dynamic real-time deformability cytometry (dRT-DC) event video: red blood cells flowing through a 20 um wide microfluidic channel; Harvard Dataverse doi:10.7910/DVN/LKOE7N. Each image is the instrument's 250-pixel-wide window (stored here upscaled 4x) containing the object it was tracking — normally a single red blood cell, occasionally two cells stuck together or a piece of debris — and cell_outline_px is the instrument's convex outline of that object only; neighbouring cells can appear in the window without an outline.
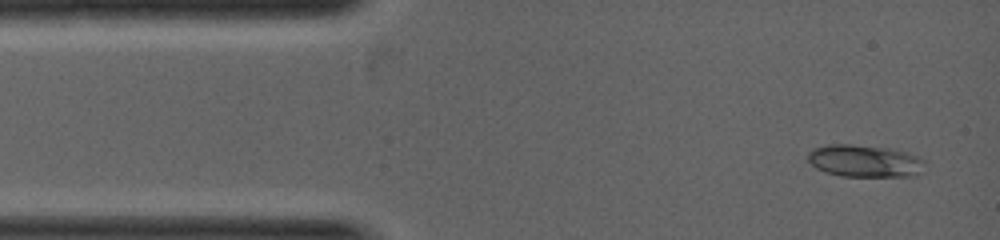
{"species": "common noctule bat (a hibernating species)", "species_latin": "Nyctalus noctula", "temperature_condition": "warm", "stored_images_in_passage": 5, "camera_frame_rate_fps": 5000, "um_per_image_px": 0.085, "animal": {"sex": "female", "body_mass_g": 19.0, "forearm_length_mm": 53.3}, "frame": {"image": 1, "passage_image": 1, "time_ms": 0.0, "image_size_px": [1000, 240], "cell_outline_px": [[924, 172], [916, 176], [840, 176], [824, 172], [816, 168], [808, 160], [808, 152], [812, 148], [828, 144], [852, 144], [888, 148], [904, 152], [916, 156], [924, 160]], "centroid_in_image_um": [73.49, 13.69], "position_along_channel_um": 11.5, "area_um2": 22.14}}
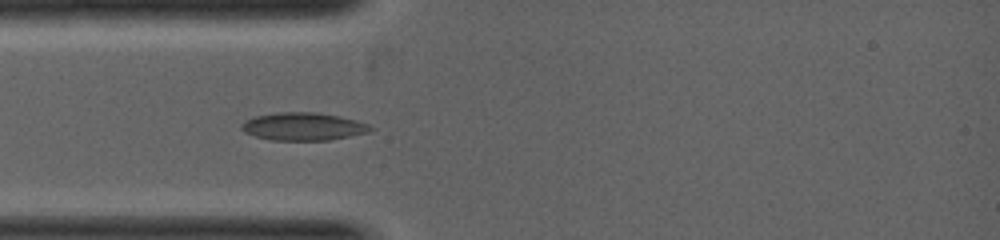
{"frame": {"image": 2, "passage_image": 5, "time_ms": 1.4, "image_size_px": [1000, 240], "cell_outline_px": [[372, 128], [368, 132], [328, 140], [272, 140], [256, 136], [244, 132], [240, 128], [240, 124], [244, 120], [256, 116], [276, 112], [320, 112], [340, 116], [356, 120], [368, 124]], "centroid_in_image_um": [25.73, 10.74], "position_along_channel_um": 59.3, "area_um2": 20.87}}